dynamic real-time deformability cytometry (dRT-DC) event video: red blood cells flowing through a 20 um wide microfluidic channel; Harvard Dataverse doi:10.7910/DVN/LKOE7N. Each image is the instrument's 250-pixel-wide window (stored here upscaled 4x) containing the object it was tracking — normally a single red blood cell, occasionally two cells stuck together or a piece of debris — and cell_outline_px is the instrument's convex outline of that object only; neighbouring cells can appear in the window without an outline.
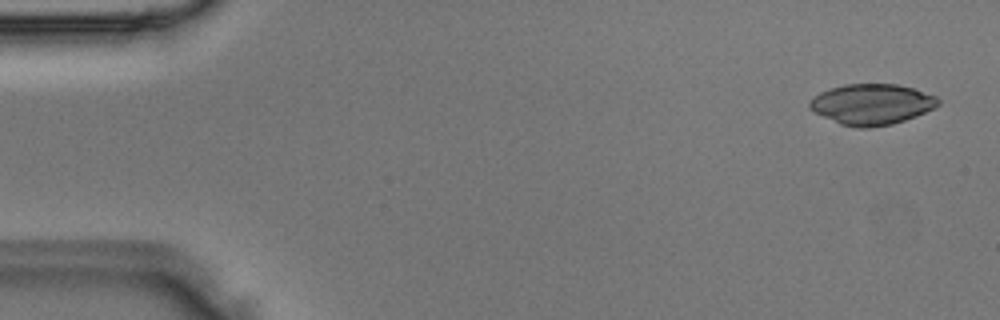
{"species": "Egyptian fruit bat (a non-hibernating species)", "species_latin": "Rousettus aegyptiacus", "temperature_condition": "room temperature", "stored_images_in_passage": 48, "camera_frame_rate_fps": 3000, "um_per_image_px": 0.085, "animal": {"sex": "male"}, "frame": {"image": 1, "passage_image": 2, "time_ms": 0.333, "image_size_px": [1000, 320], "cell_outline_px": [[940, 104], [916, 116], [892, 124], [868, 128], [856, 128], [840, 124], [808, 108], [808, 104], [820, 92], [844, 84], [896, 84], [912, 88], [936, 96], [940, 100]], "centroid_in_image_um": [74.11, 8.86], "position_along_channel_um": 10.9, "area_um2": 30.17}}
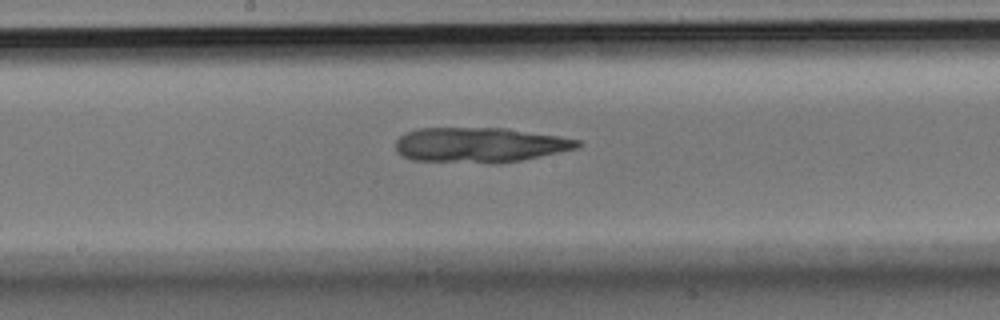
{"frame": {"image": 2, "passage_image": 25, "time_ms": 8.0, "image_size_px": [1000, 320], "cell_outline_px": [[580, 144], [576, 148], [520, 160], [412, 160], [396, 152], [396, 140], [400, 136], [416, 128], [504, 128], [560, 136], [580, 140]], "centroid_in_image_um": [40.75, 12.26], "position_along_channel_um": 207.5, "area_um2": 35.43}}
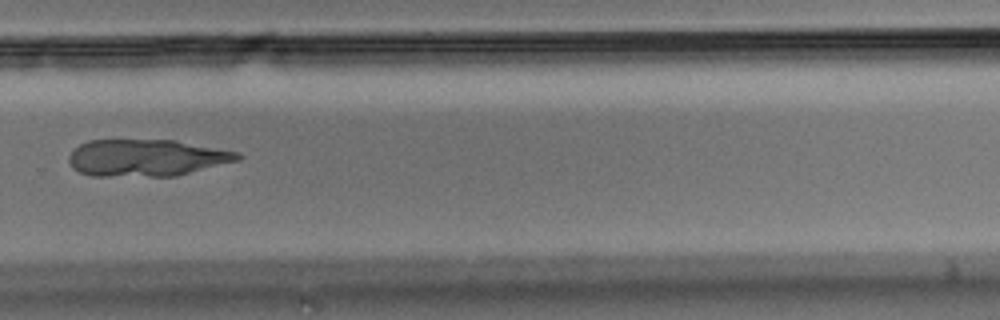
{"frame": {"image": 3, "passage_image": 33, "time_ms": 10.667, "image_size_px": [1000, 320], "cell_outline_px": [[244, 156], [240, 160], [176, 176], [92, 176], [80, 172], [72, 168], [68, 160], [68, 156], [80, 144], [88, 140], [176, 140], [240, 152]], "centroid_in_image_um": [12.48, 13.41], "position_along_channel_um": 317.3, "area_um2": 36.53}}